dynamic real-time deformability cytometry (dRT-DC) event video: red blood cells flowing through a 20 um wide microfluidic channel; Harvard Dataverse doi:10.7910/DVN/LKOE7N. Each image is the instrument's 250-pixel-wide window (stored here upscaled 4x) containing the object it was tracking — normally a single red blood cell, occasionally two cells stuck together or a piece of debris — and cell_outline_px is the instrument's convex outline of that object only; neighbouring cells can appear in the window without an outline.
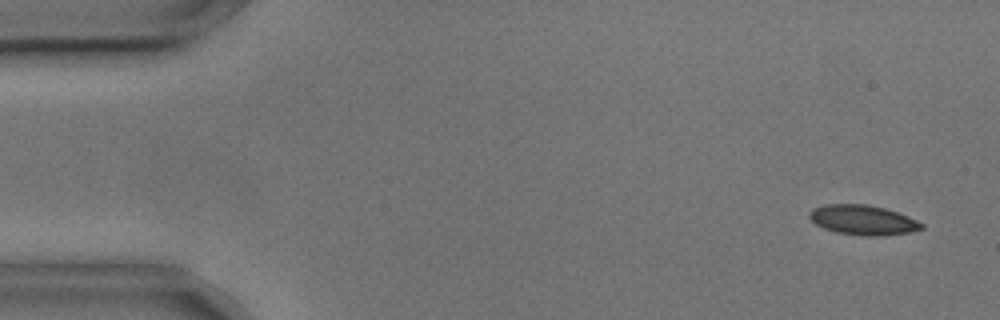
{"species": "common noctule bat (a hibernating species)", "species_latin": "Nyctalus noctula", "temperature_condition": "cold", "stored_images_in_passage": 13, "camera_frame_rate_fps": 3000, "um_per_image_px": 0.085, "animal": {"sex": "male", "body_mass_g": 17.9, "forearm_length_mm": 54.2}, "frame": {"image": 1, "passage_image": 3, "time_ms": 0.667, "image_size_px": [1000, 320], "cell_outline_px": [[924, 228], [908, 232], [880, 236], [864, 236], [836, 232], [824, 228], [816, 224], [808, 216], [808, 212], [812, 208], [824, 204], [868, 204], [884, 208], [908, 216], [924, 224]], "centroid_in_image_um": [73.32, 18.69], "position_along_channel_um": 11.7, "area_um2": 19.48}}